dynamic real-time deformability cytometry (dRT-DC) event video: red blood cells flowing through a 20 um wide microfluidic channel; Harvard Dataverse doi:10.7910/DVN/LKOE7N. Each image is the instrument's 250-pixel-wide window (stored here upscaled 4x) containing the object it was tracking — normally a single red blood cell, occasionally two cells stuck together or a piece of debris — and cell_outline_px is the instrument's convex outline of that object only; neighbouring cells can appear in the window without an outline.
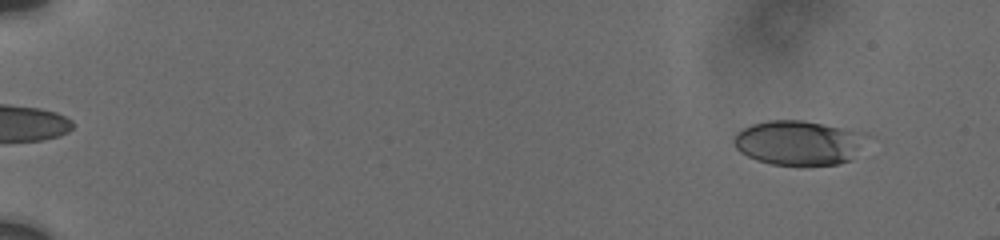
{"species": "human", "species_latin": "Homo sapiens", "temperature_condition": "cold", "stored_images_in_passage": 53, "camera_frame_rate_fps": 3000, "um_per_image_px": 0.085, "donor": {"sex": "male"}, "frame": {"image": 1, "passage_image": 2, "time_ms": 0.667, "image_size_px": [1000, 240], "cell_outline_px": [[872, 136], [852, 160], [840, 164], [772, 164], [756, 160], [740, 152], [736, 148], [732, 140], [736, 132], [752, 124], [768, 120], [804, 120], [868, 132]], "centroid_in_image_um": [67.97, 12.11], "position_along_channel_um": 17.0, "area_um2": 35.08}}
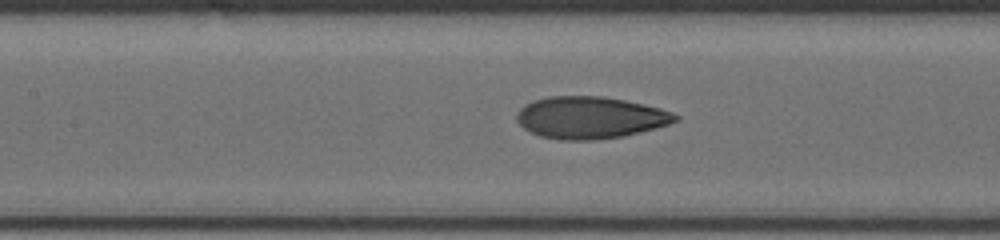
{"frame": {"image": 2, "passage_image": 23, "time_ms": 8.667, "image_size_px": [1000, 240], "cell_outline_px": [[680, 120], [656, 128], [624, 136], [592, 140], [560, 140], [540, 136], [528, 132], [516, 120], [516, 116], [520, 108], [524, 104], [532, 100], [548, 96], [604, 96], [644, 104], [660, 108], [672, 112], [680, 116]], "centroid_in_image_um": [50.15, 9.99], "position_along_channel_um": 157.2, "area_um2": 39.13}}
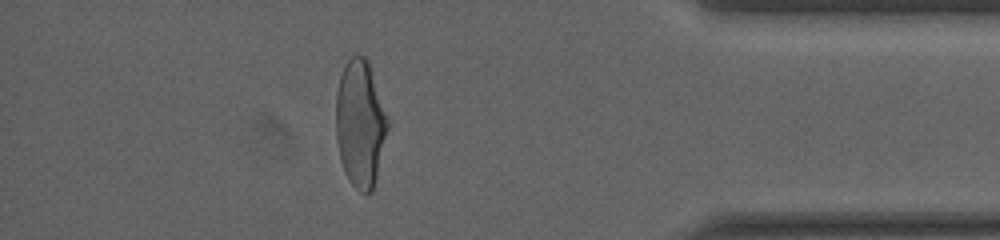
{"frame": {"image": 3, "passage_image": 46, "time_ms": 16.0, "image_size_px": [1000, 240], "cell_outline_px": [[388, 128], [372, 192], [364, 196], [348, 180], [344, 172], [340, 160], [336, 140], [336, 92], [340, 76], [348, 60], [352, 56], [364, 56], [368, 60], [388, 116]], "centroid_in_image_um": [30.61, 10.53], "position_along_channel_um": 404.6, "area_um2": 38.38}}